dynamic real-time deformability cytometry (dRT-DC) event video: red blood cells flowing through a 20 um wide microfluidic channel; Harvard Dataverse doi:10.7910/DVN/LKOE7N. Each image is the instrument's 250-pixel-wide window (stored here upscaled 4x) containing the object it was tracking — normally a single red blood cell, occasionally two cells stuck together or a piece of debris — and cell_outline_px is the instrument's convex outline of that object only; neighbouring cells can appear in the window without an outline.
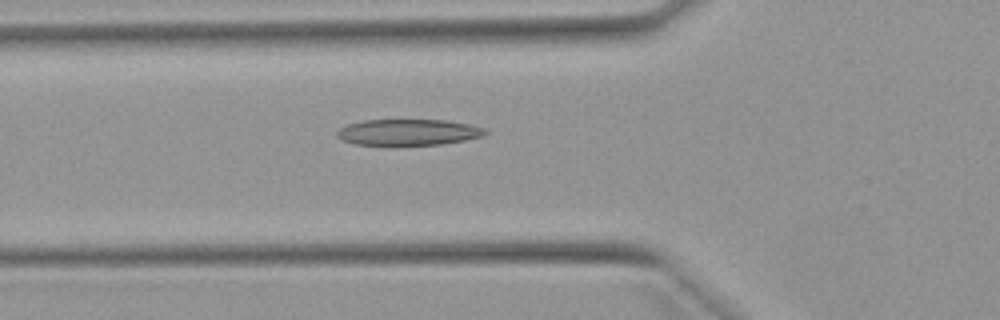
{"species": "Egyptian fruit bat (a non-hibernating species)", "species_latin": "Rousettus aegyptiacus", "temperature_condition": "warm", "stored_images_in_passage": 51, "camera_frame_rate_fps": 3000, "um_per_image_px": 0.085, "animal": {"sex": "female"}, "frame": {"image": 1, "passage_image": 18, "time_ms": 5.667, "image_size_px": [1000, 320], "cell_outline_px": [[488, 132], [484, 136], [464, 140], [440, 144], [356, 144], [344, 140], [336, 136], [336, 132], [340, 128], [348, 124], [360, 120], [448, 120], [468, 124], [484, 128]], "centroid_in_image_um": [34.71, 11.22], "position_along_channel_um": 91.1, "area_um2": 22.25}}
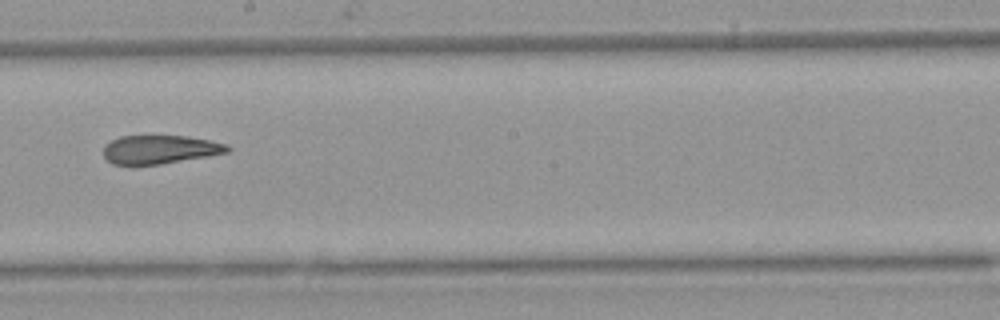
{"frame": {"image": 2, "passage_image": 29, "time_ms": 9.333, "image_size_px": [1000, 320], "cell_outline_px": [[232, 148], [228, 152], [208, 156], [160, 164], [112, 164], [104, 156], [104, 144], [120, 136], [188, 136], [228, 144]], "centroid_in_image_um": [13.61, 12.7], "position_along_channel_um": 234.6, "area_um2": 20.52}}
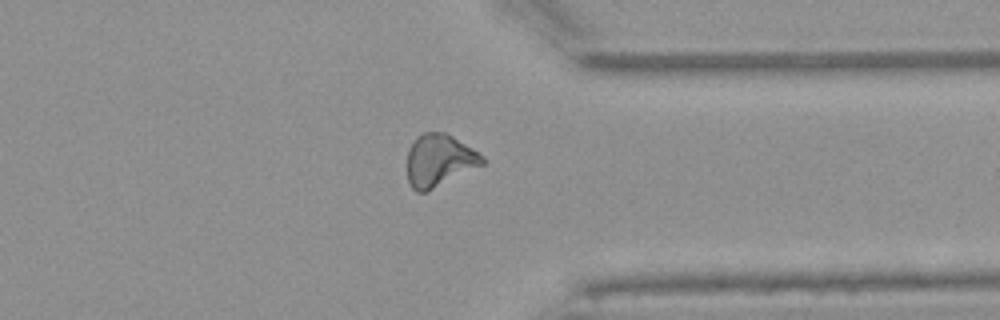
{"frame": {"image": 3, "passage_image": 40, "time_ms": 13.0, "image_size_px": [1000, 320], "cell_outline_px": [[484, 164], [424, 192], [416, 192], [412, 188], [408, 180], [408, 152], [416, 136], [424, 132], [444, 132], [452, 136], [472, 148], [484, 156]], "centroid_in_image_um": [37.33, 13.62], "position_along_channel_um": 374.1, "area_um2": 22.48}, "authors_computed_cell_mechanics": {"area_um2": 22.7732, "velocity_mm_per_s": 3.9152, "shape_relaxation_time_tau1_ms": null, "shape_relaxation_time_tau2_ms": 2.0953, "deformation_change_tau1": null, "deformation_change_tau2": 0.1085}}